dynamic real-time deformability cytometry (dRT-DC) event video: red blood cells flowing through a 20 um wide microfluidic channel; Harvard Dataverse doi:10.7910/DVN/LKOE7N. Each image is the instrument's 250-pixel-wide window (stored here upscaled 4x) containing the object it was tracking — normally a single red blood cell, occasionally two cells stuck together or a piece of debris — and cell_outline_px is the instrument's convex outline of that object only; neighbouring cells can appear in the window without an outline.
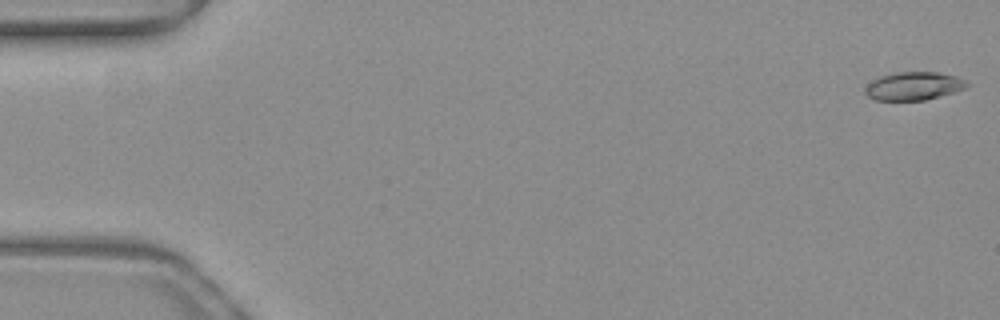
{"species": "common noctule bat (a hibernating species)", "species_latin": "Nyctalus noctula", "temperature_condition": "warm", "stored_images_in_passage": 13, "camera_frame_rate_fps": 3000, "um_per_image_px": 0.085, "animal": {"sex": "female", "body_mass_g": 19.3, "forearm_length_mm": 54.1}, "frame": {"image": 1, "passage_image": 1, "time_ms": 0.0, "image_size_px": [1000, 320], "cell_outline_px": [[968, 84], [964, 88], [952, 92], [924, 100], [876, 100], [868, 96], [864, 92], [864, 88], [872, 80], [880, 76], [896, 72], [940, 72], [956, 76], [964, 80]], "centroid_in_image_um": [77.61, 7.3], "position_along_channel_um": 7.4, "area_um2": 16.53}}